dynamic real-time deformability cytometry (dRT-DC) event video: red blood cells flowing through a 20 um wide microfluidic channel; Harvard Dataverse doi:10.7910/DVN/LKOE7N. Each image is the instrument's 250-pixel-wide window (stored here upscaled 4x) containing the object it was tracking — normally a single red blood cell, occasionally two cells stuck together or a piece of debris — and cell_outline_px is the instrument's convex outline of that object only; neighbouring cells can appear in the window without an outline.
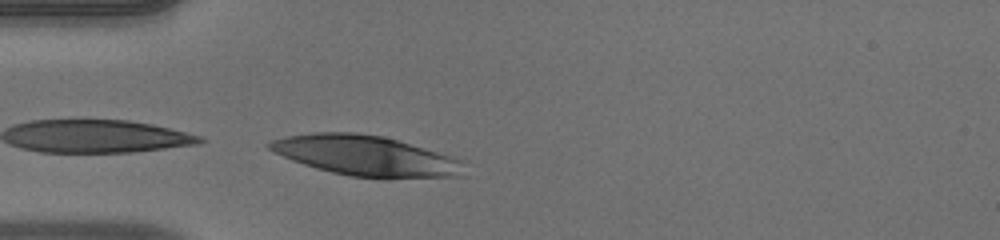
{"species": "human", "species_latin": "Homo sapiens", "temperature_condition": "warm", "stored_images_in_passage": 6, "camera_frame_rate_fps": 3000, "um_per_image_px": 0.085, "donor": {"sex": "male"}, "frame": {"image": 1, "passage_image": 6, "time_ms": 1.667, "image_size_px": [1000, 240], "cell_outline_px": [[460, 160], [456, 176], [380, 180], [352, 176], [332, 172], [316, 168], [292, 160], [272, 152], [264, 144], [272, 140], [288, 136], [312, 132], [356, 132], [384, 136], [436, 152]], "centroid_in_image_um": [30.95, 13.24], "position_along_channel_um": 54.0, "area_um2": 45.32}}